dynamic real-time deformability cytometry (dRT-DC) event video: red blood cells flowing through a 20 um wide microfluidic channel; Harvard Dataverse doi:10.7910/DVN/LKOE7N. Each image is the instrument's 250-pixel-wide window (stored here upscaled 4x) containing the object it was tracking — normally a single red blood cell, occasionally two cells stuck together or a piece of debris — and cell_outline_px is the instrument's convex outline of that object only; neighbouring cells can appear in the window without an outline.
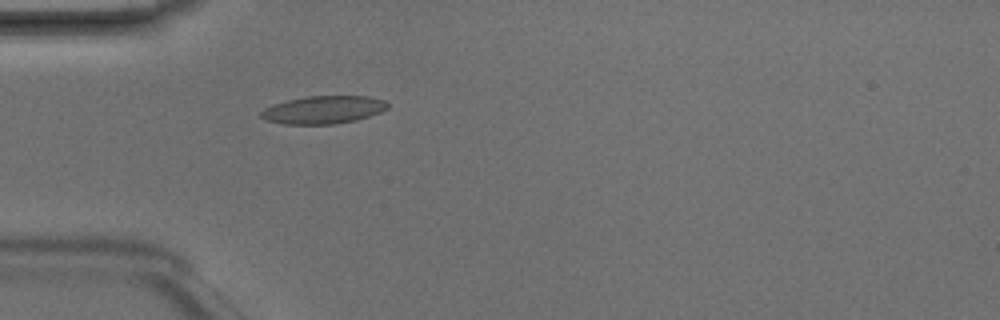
{"species": "Egyptian fruit bat (a non-hibernating species)", "species_latin": "Rousettus aegyptiacus", "temperature_condition": "room temperature", "stored_images_in_passage": 5, "camera_frame_rate_fps": 3000, "um_per_image_px": 0.085, "animal": {"sex": "male"}, "frame": {"image": 1, "passage_image": 5, "time_ms": 1.333, "image_size_px": [1000, 320], "cell_outline_px": [[388, 108], [380, 112], [356, 120], [336, 124], [284, 124], [264, 120], [260, 116], [260, 112], [264, 108], [272, 104], [288, 100], [308, 96], [368, 96], [384, 100], [388, 104]], "centroid_in_image_um": [27.46, 9.33], "position_along_channel_um": 57.5, "area_um2": 20.58}}